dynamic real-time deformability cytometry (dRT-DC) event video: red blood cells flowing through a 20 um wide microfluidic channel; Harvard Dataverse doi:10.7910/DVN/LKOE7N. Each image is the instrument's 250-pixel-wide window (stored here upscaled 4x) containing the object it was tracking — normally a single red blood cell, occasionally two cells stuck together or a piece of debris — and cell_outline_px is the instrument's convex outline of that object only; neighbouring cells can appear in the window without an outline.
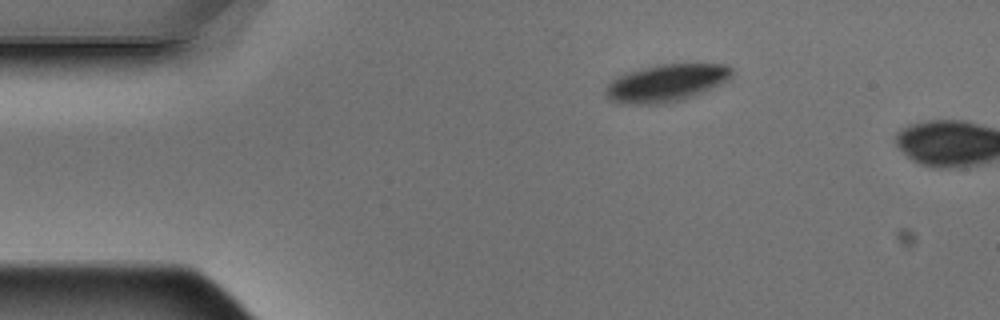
{"species": "Egyptian fruit bat (a non-hibernating species)", "species_latin": "Rousettus aegyptiacus", "temperature_condition": "warm", "stored_images_in_passage": 3, "camera_frame_rate_fps": 3000, "um_per_image_px": 0.085, "animal": {"sex": "male"}, "frame": {"image": 1, "passage_image": 3, "time_ms": 0.667, "image_size_px": [1000, 320], "cell_outline_px": [[732, 76], [728, 80], [696, 96], [680, 100], [656, 104], [632, 104], [608, 96], [604, 92], [604, 88], [616, 76], [628, 72], [660, 64], [728, 64], [732, 68]], "centroid_in_image_um": [56.7, 7.03], "position_along_channel_um": 28.3, "area_um2": 27.11}}